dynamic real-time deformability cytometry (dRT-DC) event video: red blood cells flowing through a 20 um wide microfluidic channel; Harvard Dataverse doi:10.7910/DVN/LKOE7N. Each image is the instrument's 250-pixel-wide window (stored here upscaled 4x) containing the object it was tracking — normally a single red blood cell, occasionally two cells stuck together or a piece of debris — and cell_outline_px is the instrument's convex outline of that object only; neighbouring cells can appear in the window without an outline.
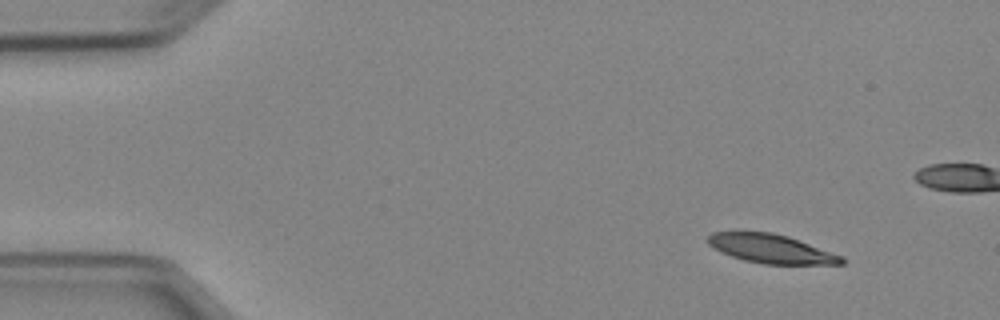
{"species": "Egyptian fruit bat (a non-hibernating species)", "species_latin": "Rousettus aegyptiacus", "temperature_condition": "cold", "stored_images_in_passage": 7, "camera_frame_rate_fps": 3000, "um_per_image_px": 0.085, "animal": {"sex": "female"}, "frame": {"image": 1, "passage_image": 1, "time_ms": 0.0, "image_size_px": [1000, 320], "cell_outline_px": [[844, 264], [764, 264], [744, 260], [720, 252], [708, 244], [704, 240], [712, 232], [732, 228], [736, 228], [772, 232], [788, 236], [844, 256]], "centroid_in_image_um": [65.43, 21.08], "position_along_channel_um": 19.6, "area_um2": 23.47}}
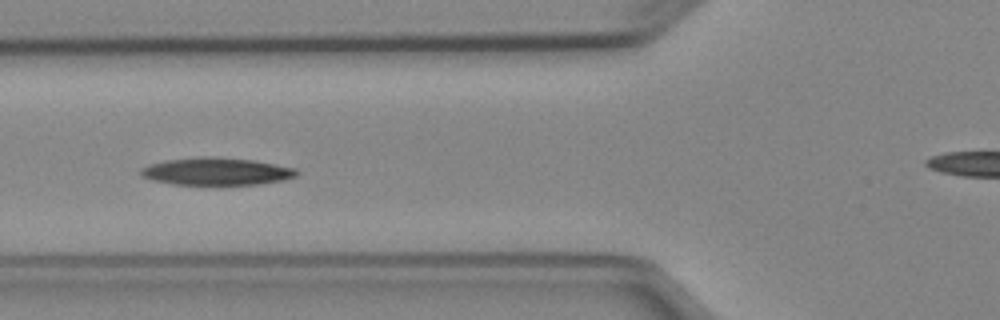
{"frame": {"image": 2, "passage_image": 5, "time_ms": 4.667, "image_size_px": [1000, 320], "cell_outline_px": [[300, 172], [296, 176], [284, 180], [260, 184], [172, 184], [152, 180], [140, 176], [140, 168], [148, 164], [164, 160], [196, 156], [212, 156], [252, 160], [296, 168]], "centroid_in_image_um": [18.36, 14.56], "position_along_channel_um": 107.4, "area_um2": 25.14}}